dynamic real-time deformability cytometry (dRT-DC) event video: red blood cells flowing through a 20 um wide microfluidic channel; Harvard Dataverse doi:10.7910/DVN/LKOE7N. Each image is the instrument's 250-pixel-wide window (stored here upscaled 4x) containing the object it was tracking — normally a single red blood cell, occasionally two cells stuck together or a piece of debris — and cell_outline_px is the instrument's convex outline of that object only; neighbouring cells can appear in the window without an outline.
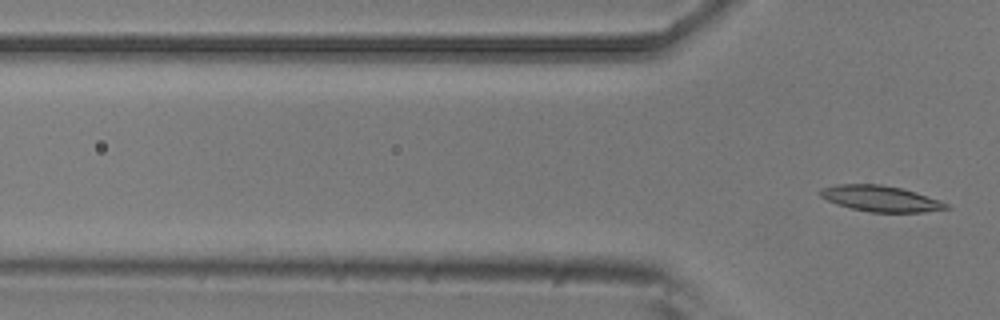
{"species": "common noctule bat (a hibernating species)", "species_latin": "Nyctalus noctula", "temperature_condition": "room temperature", "stored_images_in_passage": 4, "camera_frame_rate_fps": 3000, "um_per_image_px": 0.085, "animal": {"sex": "male", "body_mass_g": 20.5, "forearm_length_mm": 52.5}, "frame": {"image": 1, "passage_image": 4, "time_ms": 1.0, "image_size_px": [1000, 320], "cell_outline_px": [[952, 208], [924, 212], [868, 212], [836, 204], [820, 196], [820, 188], [836, 184], [880, 184], [900, 188], [916, 192], [940, 200], [948, 204]], "centroid_in_image_um": [74.86, 16.88], "position_along_channel_um": 50.9, "area_um2": 19.02}}